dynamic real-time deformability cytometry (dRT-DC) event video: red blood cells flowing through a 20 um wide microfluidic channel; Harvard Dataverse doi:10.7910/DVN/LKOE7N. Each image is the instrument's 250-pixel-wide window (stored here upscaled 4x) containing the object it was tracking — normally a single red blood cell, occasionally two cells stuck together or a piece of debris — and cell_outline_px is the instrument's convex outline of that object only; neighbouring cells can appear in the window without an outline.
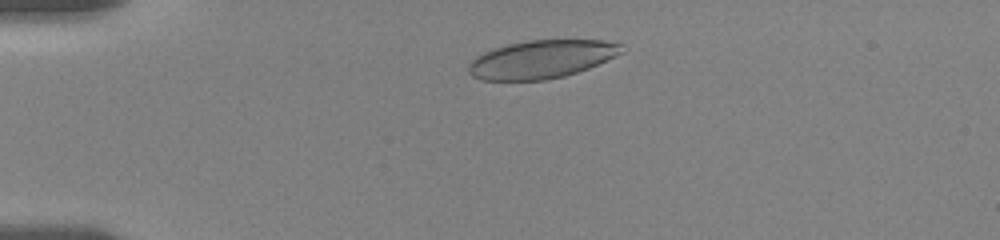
{"species": "human", "species_latin": "Homo sapiens", "temperature_condition": "room temperature", "stored_images_in_passage": 23, "camera_frame_rate_fps": 3000, "um_per_image_px": 0.085, "donor": {"sex": "female"}, "frame": {"image": 1, "passage_image": 13, "time_ms": 2.0, "image_size_px": [1000, 240], "cell_outline_px": [[624, 52], [588, 68], [564, 76], [544, 80], [480, 80], [472, 76], [468, 72], [468, 64], [476, 56], [484, 52], [508, 44], [528, 40], [604, 40], [624, 44]], "centroid_in_image_um": [46.03, 5.03], "position_along_channel_um": 39.0, "area_um2": 33.99}}